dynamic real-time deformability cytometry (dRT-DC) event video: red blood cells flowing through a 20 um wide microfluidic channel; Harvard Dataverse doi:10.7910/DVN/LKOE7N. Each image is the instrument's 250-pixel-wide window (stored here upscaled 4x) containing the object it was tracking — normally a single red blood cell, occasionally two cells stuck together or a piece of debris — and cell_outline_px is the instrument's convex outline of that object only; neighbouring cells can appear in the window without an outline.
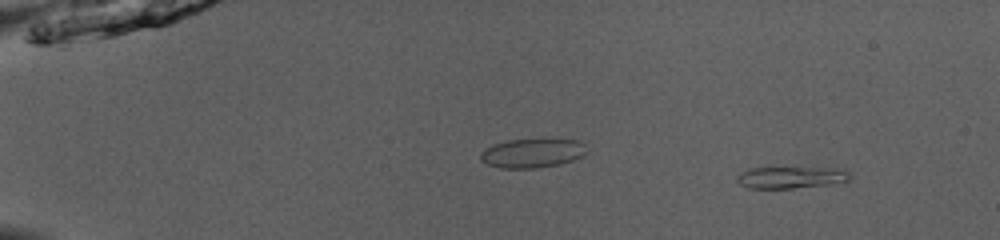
{"species": "common noctule bat (a hibernating species)", "species_latin": "Nyctalus noctula", "temperature_condition": "room temperature", "stored_images_in_passage": 51, "camera_frame_rate_fps": 3000, "um_per_image_px": 0.085, "animal": {"sex": "male", "body_mass_g": 13.0, "forearm_length_mm": 53.1}, "frame": {"image": 1, "passage_image": 5, "time_ms": 1.333, "image_size_px": [1000, 240], "cell_outline_px": [[852, 180], [828, 184], [792, 188], [748, 188], [740, 184], [736, 180], [736, 176], [740, 172], [748, 168], [832, 168], [848, 172], [852, 176]], "centroid_in_image_um": [67.19, 15.08], "position_along_channel_um": 17.8, "area_um2": 14.22}}
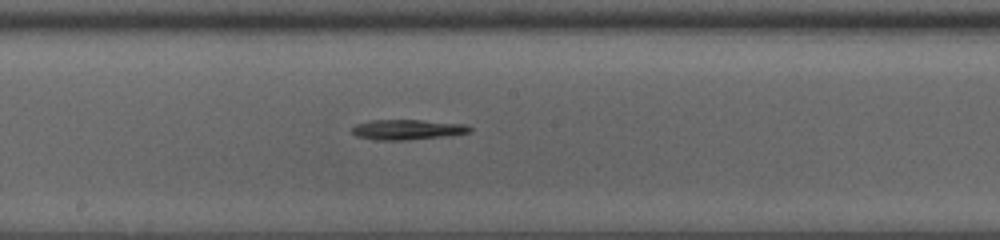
{"frame": {"image": 2, "passage_image": 29, "time_ms": 9.333, "image_size_px": [1000, 240], "cell_outline_px": [[472, 132], [444, 136], [404, 140], [380, 140], [356, 136], [352, 132], [352, 128], [356, 124], [372, 120], [420, 120], [464, 124], [472, 128]], "centroid_in_image_um": [34.63, 11.01], "position_along_channel_um": 213.6, "area_um2": 13.64}}
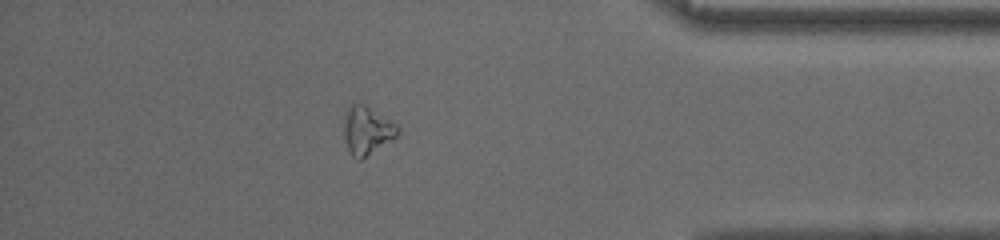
{"frame": {"image": 3, "passage_image": 45, "time_ms": 14.667, "image_size_px": [1000, 240], "cell_outline_px": [[400, 132], [392, 140], [360, 160], [352, 156], [344, 140], [344, 112], [352, 104], [364, 104], [396, 124], [400, 128]], "centroid_in_image_um": [31.18, 11.09], "position_along_channel_um": 404.0, "area_um2": 14.97}, "authors_computed_cell_mechanics": {"area_um2": 14.1032, "velocity_mm_per_s": 4.0156, "shape_relaxation_time_tau1_ms": 1.6376, "shape_relaxation_time_tau2_ms": 4.3719, "deformation_change_tau1": 0.0996, "deformation_change_tau2": 0.1054}}